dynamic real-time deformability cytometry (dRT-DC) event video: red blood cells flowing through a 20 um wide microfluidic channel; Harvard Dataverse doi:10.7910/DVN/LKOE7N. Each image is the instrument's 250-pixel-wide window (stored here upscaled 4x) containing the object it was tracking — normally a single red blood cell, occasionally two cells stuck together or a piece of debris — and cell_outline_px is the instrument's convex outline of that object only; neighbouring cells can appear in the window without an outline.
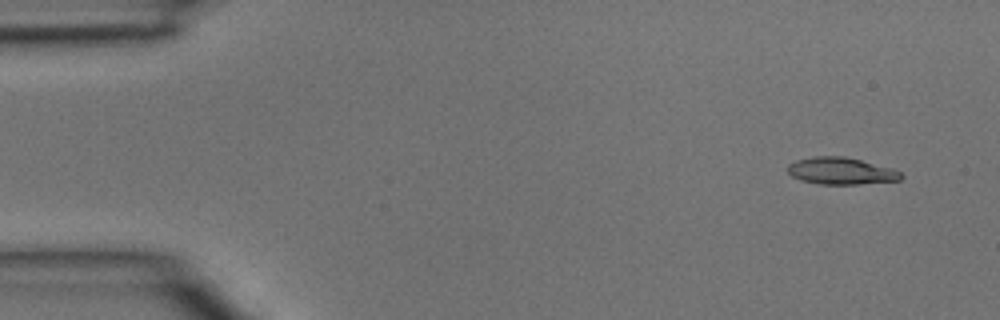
{"species": "common noctule bat (a hibernating species)", "species_latin": "Nyctalus noctula", "temperature_condition": "room temperature", "stored_images_in_passage": 3, "camera_frame_rate_fps": 3000, "um_per_image_px": 0.085, "animal": {"sex": "male", "body_mass_g": 15.6}, "frame": {"image": 1, "passage_image": 1, "time_ms": 0.0, "image_size_px": [1000, 320], "cell_outline_px": [[904, 176], [900, 180], [856, 184], [820, 184], [800, 180], [792, 176], [788, 172], [788, 164], [796, 160], [816, 156], [844, 156], [892, 168], [900, 172]], "centroid_in_image_um": [71.48, 14.53], "position_along_channel_um": 13.5, "area_um2": 17.69}}
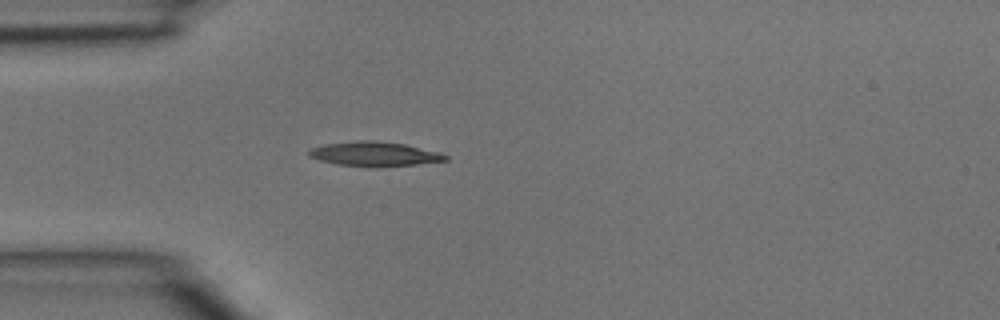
{"frame": {"image": 2, "passage_image": 3, "time_ms": 0.667, "image_size_px": [1000, 320], "cell_outline_px": [[448, 160], [416, 164], [372, 168], [336, 164], [320, 160], [308, 156], [308, 152], [312, 148], [324, 144], [360, 140], [376, 140], [404, 144], [440, 152], [448, 156]], "centroid_in_image_um": [31.82, 13.09], "position_along_channel_um": 53.2, "area_um2": 19.59}}